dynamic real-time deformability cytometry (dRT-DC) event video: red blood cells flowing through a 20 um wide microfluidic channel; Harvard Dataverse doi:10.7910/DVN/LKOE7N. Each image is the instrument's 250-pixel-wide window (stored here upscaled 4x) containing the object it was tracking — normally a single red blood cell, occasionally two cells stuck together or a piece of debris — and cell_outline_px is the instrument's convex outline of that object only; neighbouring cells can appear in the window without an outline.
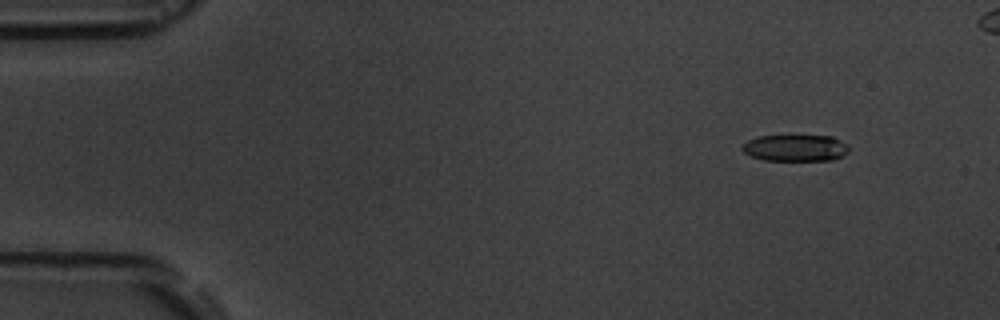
{"species": "common noctule bat (a hibernating species)", "species_latin": "Nyctalus noctula", "temperature_condition": "room temperature", "stored_images_in_passage": 6, "camera_frame_rate_fps": 3000, "um_per_image_px": 0.085, "animal": {"sex": "male", "body_mass_g": 19.5, "forearm_length_mm": 54.6}, "frame": {"image": 1, "passage_image": 2, "time_ms": 1.0, "image_size_px": [1000, 320], "cell_outline_px": [[848, 152], [836, 160], [764, 160], [752, 156], [744, 152], [740, 148], [748, 140], [760, 136], [832, 136], [848, 144]], "centroid_in_image_um": [67.64, 12.58], "position_along_channel_um": 17.4, "area_um2": 16.47}}